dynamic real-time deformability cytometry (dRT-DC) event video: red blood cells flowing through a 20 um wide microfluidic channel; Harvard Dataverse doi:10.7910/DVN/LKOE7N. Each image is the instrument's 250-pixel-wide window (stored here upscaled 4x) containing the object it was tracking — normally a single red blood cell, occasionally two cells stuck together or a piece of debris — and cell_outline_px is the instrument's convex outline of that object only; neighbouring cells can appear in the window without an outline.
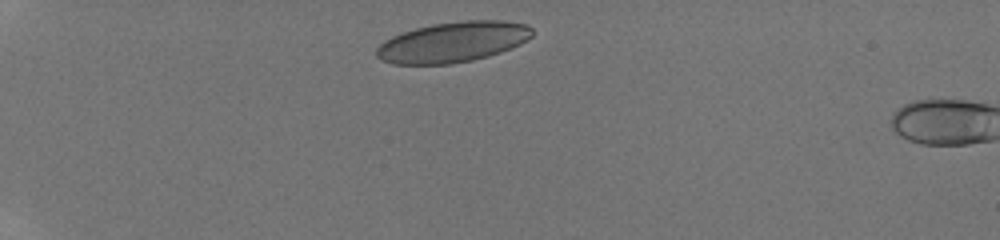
{"species": "human", "species_latin": "Homo sapiens", "temperature_condition": "room temperature", "stored_images_in_passage": 2, "camera_frame_rate_fps": 3000, "um_per_image_px": 0.085, "donor": {"sex": "male"}, "frame": {"image": 1, "passage_image": 1, "time_ms": 0.0, "image_size_px": [1000, 240], "cell_outline_px": [[532, 36], [528, 40], [520, 44], [500, 52], [488, 56], [472, 60], [452, 64], [392, 64], [380, 60], [376, 56], [376, 48], [384, 40], [392, 36], [416, 28], [432, 24], [464, 20], [500, 20], [528, 24], [532, 28]], "centroid_in_image_um": [38.49, 3.57], "position_along_channel_um": 46.5, "area_um2": 36.82}}